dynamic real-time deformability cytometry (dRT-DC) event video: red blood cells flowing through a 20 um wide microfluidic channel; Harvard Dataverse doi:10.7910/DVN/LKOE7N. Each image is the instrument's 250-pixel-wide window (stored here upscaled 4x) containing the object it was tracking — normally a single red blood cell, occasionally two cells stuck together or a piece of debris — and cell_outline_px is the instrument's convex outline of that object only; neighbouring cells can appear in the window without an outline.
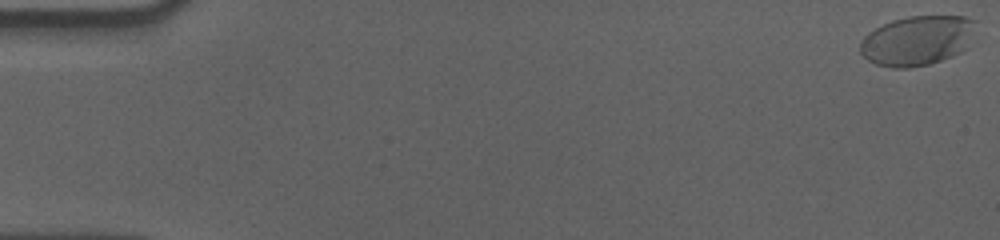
{"species": "human", "species_latin": "Homo sapiens", "temperature_condition": "cold", "stored_images_in_passage": 59, "camera_frame_rate_fps": 3000, "um_per_image_px": 0.085, "donor": {"sex": "male"}, "frame": {"image": 1, "passage_image": 1, "time_ms": 0.0, "image_size_px": [1000, 240], "cell_outline_px": [[976, 20], [960, 52], [952, 56], [928, 64], [908, 68], [892, 68], [876, 64], [868, 60], [860, 52], [860, 40], [868, 32], [892, 20], [908, 16], [964, 16]], "centroid_in_image_um": [77.86, 3.45], "position_along_channel_um": 7.1, "area_um2": 32.83}}
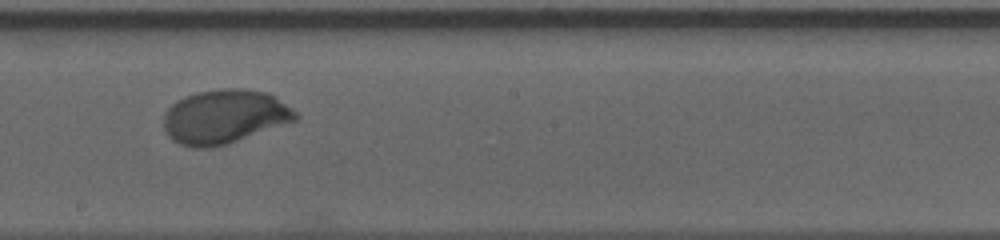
{"frame": {"image": 2, "passage_image": 34, "time_ms": 11.0, "image_size_px": [1000, 240], "cell_outline_px": [[300, 116], [296, 120], [224, 144], [208, 148], [192, 148], [180, 144], [172, 140], [168, 136], [164, 128], [164, 112], [176, 100], [184, 96], [196, 92], [220, 88], [244, 88], [268, 92], [276, 96], [292, 108]], "centroid_in_image_um": [19.06, 9.89], "position_along_channel_um": 229.1, "area_um2": 41.56}}
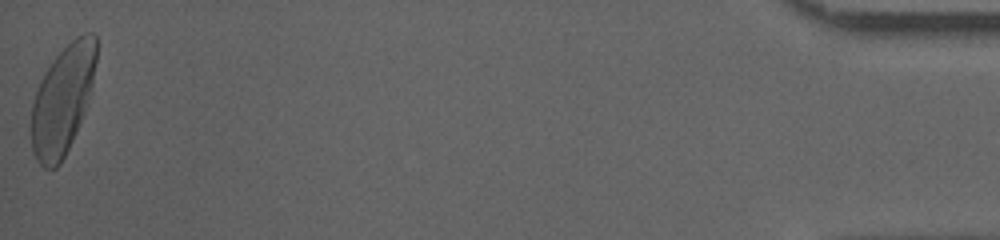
{"frame": {"image": 3, "passage_image": 59, "time_ms": 19.333, "image_size_px": [1000, 240], "cell_outline_px": [[96, 60], [92, 84], [80, 120], [72, 140], [60, 164], [56, 168], [44, 168], [36, 160], [32, 152], [32, 104], [36, 92], [44, 72], [56, 56], [76, 36], [84, 32], [92, 32], [96, 36]], "centroid_in_image_um": [5.31, 8.47], "position_along_channel_um": 429.9, "area_um2": 40.4}, "authors_computed_cell_mechanics": {"area_um2": 39.1884, "velocity_mm_per_s": 3.525, "shape_relaxation_time_tau1_ms": 2.5014, "shape_relaxation_time_tau2_ms": null, "deformation_change_tau1": 0.149, "deformation_change_tau2": null}}